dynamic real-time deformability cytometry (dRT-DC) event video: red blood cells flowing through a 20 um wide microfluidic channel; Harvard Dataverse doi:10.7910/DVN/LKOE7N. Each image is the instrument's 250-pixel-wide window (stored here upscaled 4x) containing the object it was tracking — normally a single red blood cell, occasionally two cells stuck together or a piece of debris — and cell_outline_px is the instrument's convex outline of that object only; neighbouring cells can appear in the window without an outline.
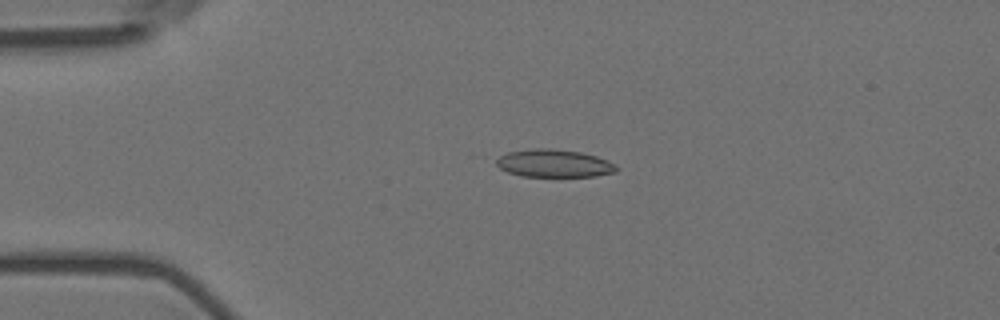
{"species": "Egyptian fruit bat (a non-hibernating species)", "species_latin": "Rousettus aegyptiacus", "temperature_condition": "room temperature", "stored_images_in_passage": 4, "camera_frame_rate_fps": 3000, "um_per_image_px": 0.085, "animal": {"sex": "female"}, "frame": {"image": 1, "passage_image": 3, "time_ms": 0.667, "image_size_px": [1000, 320], "cell_outline_px": [[616, 172], [596, 176], [520, 176], [508, 172], [500, 168], [496, 164], [496, 160], [500, 156], [508, 152], [536, 148], [548, 148], [580, 152], [596, 156], [608, 160], [616, 164]], "centroid_in_image_um": [47.1, 13.88], "position_along_channel_um": 37.9, "area_um2": 19.31}}